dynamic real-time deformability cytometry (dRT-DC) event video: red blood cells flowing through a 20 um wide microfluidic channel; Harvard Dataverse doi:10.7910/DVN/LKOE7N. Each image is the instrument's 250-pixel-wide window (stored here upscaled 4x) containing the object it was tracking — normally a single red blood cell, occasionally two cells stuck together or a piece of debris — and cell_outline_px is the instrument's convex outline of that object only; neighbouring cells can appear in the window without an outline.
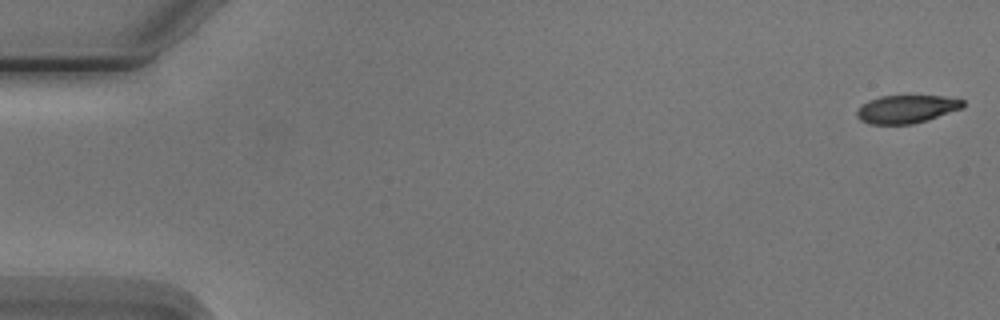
{"species": "Egyptian fruit bat (a non-hibernating species)", "species_latin": "Rousettus aegyptiacus", "temperature_condition": "cold", "stored_images_in_passage": 3, "camera_frame_rate_fps": 3000, "um_per_image_px": 0.085, "animal": {"sex": "male"}, "frame": {"image": 1, "passage_image": 1, "time_ms": 0.0, "image_size_px": [1000, 320], "cell_outline_px": [[964, 108], [912, 124], [872, 124], [860, 120], [856, 116], [856, 112], [868, 100], [880, 96], [944, 96], [964, 100]], "centroid_in_image_um": [77.06, 9.27], "position_along_channel_um": 7.9, "area_um2": 17.17}}